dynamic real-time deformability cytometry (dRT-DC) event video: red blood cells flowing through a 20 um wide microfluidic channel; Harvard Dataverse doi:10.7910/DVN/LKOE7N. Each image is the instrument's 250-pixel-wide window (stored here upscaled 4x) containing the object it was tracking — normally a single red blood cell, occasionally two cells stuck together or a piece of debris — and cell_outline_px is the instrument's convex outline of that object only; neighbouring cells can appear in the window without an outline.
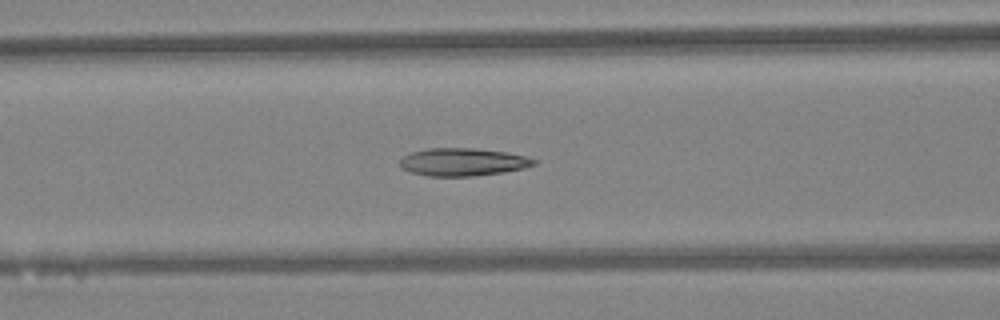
{"species": "Egyptian fruit bat (a non-hibernating species)", "species_latin": "Rousettus aegyptiacus", "temperature_condition": "warm", "stored_images_in_passage": 32, "camera_frame_rate_fps": 3000, "um_per_image_px": 0.085, "animal": {"sex": "female"}, "frame": {"image": 1, "passage_image": 10, "time_ms": 3.0, "image_size_px": [1000, 320], "cell_outline_px": [[536, 164], [524, 168], [504, 172], [472, 176], [428, 176], [412, 172], [400, 168], [400, 160], [404, 156], [412, 152], [428, 148], [476, 148], [504, 152], [524, 156], [536, 160]], "centroid_in_image_um": [39.32, 13.77], "position_along_channel_um": 127.3, "area_um2": 21.56}}
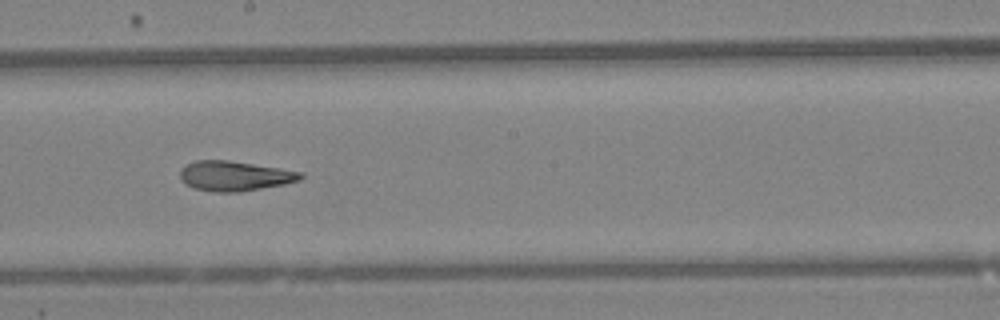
{"frame": {"image": 2, "passage_image": 17, "time_ms": 5.333, "image_size_px": [1000, 320], "cell_outline_px": [[304, 176], [300, 180], [284, 184], [236, 192], [216, 192], [196, 188], [184, 184], [180, 180], [180, 168], [196, 160], [228, 160], [304, 172]], "centroid_in_image_um": [19.93, 14.95], "position_along_channel_um": 228.3, "area_um2": 20.87}}
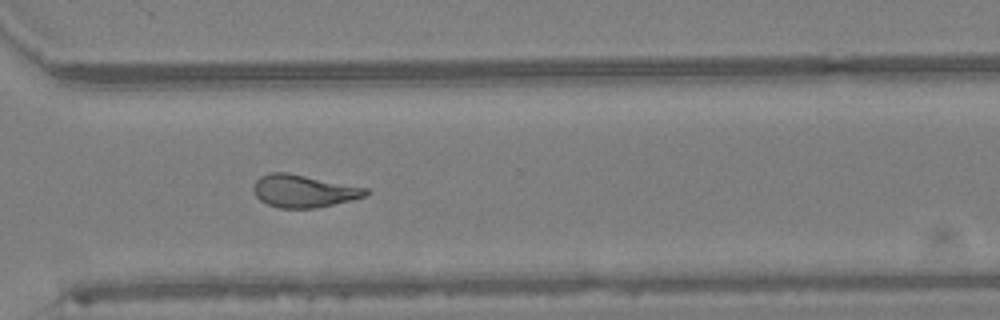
{"frame": {"image": 3, "passage_image": 25, "time_ms": 8.0, "image_size_px": [1000, 320], "cell_outline_px": [[372, 192], [364, 196], [352, 200], [312, 208], [280, 208], [268, 204], [260, 200], [256, 196], [252, 188], [256, 180], [260, 176], [268, 172], [288, 172], [368, 188]], "centroid_in_image_um": [25.8, 16.22], "position_along_channel_um": 344.8, "area_um2": 21.33}, "authors_computed_cell_mechanics": {"area_um2": 21.2126, "velocity_mm_per_s": 4.3529, "shape_relaxation_time_tau1_ms": 8.1743, "shape_relaxation_time_tau2_ms": 3.0923, "deformation_change_tau1": 0.2576, "deformation_change_tau2": 0.1373}}